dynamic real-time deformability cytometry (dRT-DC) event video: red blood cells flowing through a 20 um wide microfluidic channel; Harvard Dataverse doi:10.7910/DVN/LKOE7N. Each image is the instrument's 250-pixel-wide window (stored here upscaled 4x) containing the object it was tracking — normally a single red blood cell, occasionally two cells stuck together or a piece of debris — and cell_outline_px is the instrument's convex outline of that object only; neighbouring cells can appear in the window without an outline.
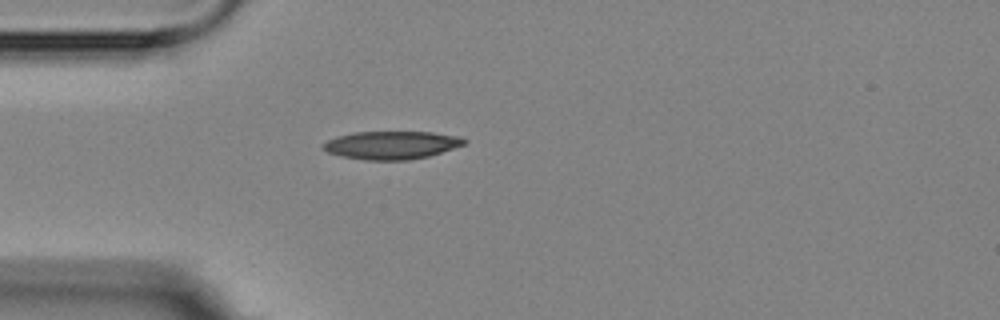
{"species": "Egyptian fruit bat (a non-hibernating species)", "species_latin": "Rousettus aegyptiacus", "temperature_condition": "room temperature", "stored_images_in_passage": 1, "camera_frame_rate_fps": 3000, "um_per_image_px": 0.085, "animal": {"sex": "female"}, "frame": {"image": 1, "passage_image": 1, "time_ms": 0.0, "image_size_px": [1000, 320], "cell_outline_px": [[468, 140], [464, 144], [428, 156], [408, 160], [364, 160], [340, 156], [328, 152], [320, 148], [320, 144], [336, 136], [352, 132], [432, 132], [460, 136]], "centroid_in_image_um": [33.22, 12.33], "position_along_channel_um": 51.8, "area_um2": 23.18}}